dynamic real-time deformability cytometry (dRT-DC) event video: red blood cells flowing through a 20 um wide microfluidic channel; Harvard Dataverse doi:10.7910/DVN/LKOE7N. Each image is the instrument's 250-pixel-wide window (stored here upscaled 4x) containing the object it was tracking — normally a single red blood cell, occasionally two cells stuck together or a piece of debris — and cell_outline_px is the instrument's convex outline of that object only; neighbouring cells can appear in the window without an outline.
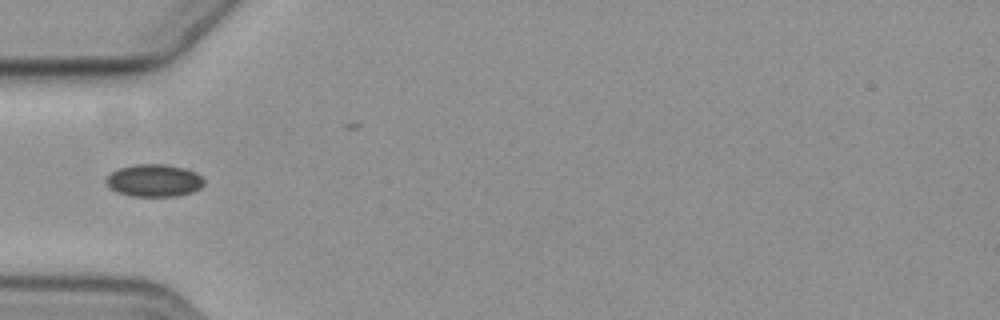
{"species": "common noctule bat (a hibernating species)", "species_latin": "Nyctalus noctula", "temperature_condition": "cold", "stored_images_in_passage": 9, "camera_frame_rate_fps": 3000, "um_per_image_px": 0.085, "animal": {"sex": "female", "body_mass_g": 19.3, "forearm_length_mm": 54.1}, "frame": {"image": 1, "passage_image": 6, "time_ms": 6.0, "image_size_px": [1000, 320], "cell_outline_px": [[204, 184], [200, 188], [192, 192], [176, 196], [132, 196], [116, 192], [104, 180], [112, 172], [120, 168], [132, 164], [164, 164], [188, 168], [196, 172], [204, 180]], "centroid_in_image_um": [13.12, 15.33], "position_along_channel_um": 71.9, "area_um2": 18.55}}
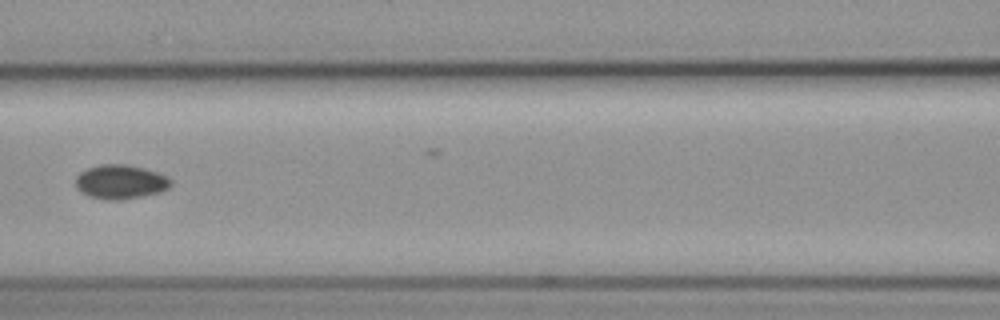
{"frame": {"image": 2, "passage_image": 8, "time_ms": 8.333, "image_size_px": [1000, 320], "cell_outline_px": [[172, 184], [168, 188], [160, 192], [144, 196], [120, 200], [104, 200], [88, 196], [76, 188], [76, 176], [80, 172], [88, 168], [100, 164], [128, 164], [144, 168], [168, 176], [172, 180]], "centroid_in_image_um": [10.25, 15.46], "position_along_channel_um": 156.4, "area_um2": 19.19}}
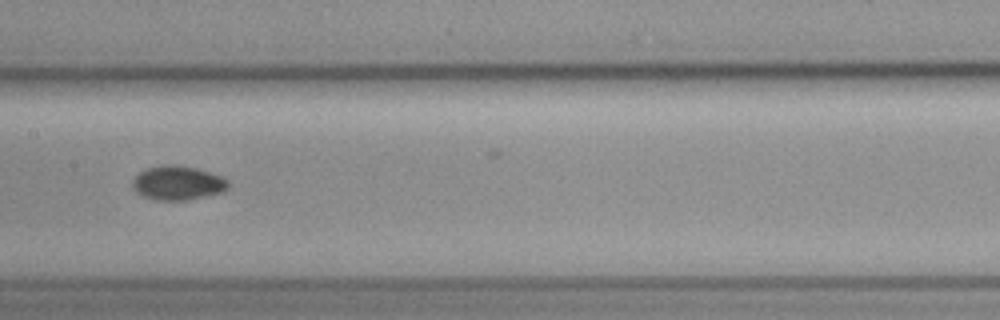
{"frame": {"image": 3, "passage_image": 9, "time_ms": 9.333, "image_size_px": [1000, 320], "cell_outline_px": [[228, 188], [224, 192], [188, 200], [152, 200], [136, 192], [132, 188], [132, 180], [140, 172], [148, 168], [168, 164], [172, 164], [196, 168], [220, 176], [228, 180]], "centroid_in_image_um": [15.1, 15.56], "position_along_channel_um": 192.3, "area_um2": 19.02}}